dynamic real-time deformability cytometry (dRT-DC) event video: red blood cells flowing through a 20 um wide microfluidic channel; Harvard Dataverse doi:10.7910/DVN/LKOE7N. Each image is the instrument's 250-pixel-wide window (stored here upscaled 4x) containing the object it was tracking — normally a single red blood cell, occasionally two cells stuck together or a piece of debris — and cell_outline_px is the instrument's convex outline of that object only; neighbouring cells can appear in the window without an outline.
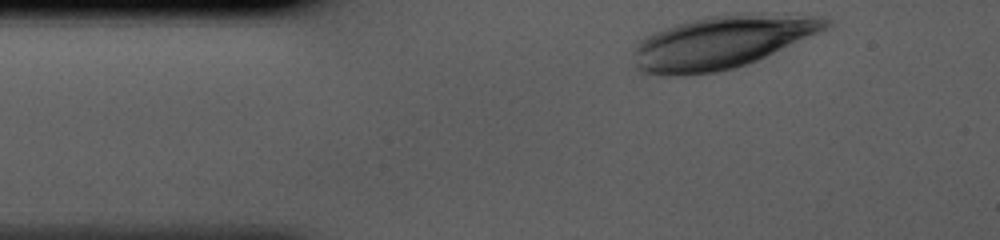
{"species": "human", "species_latin": "Homo sapiens", "temperature_condition": "cold", "stored_images_in_passage": 32, "camera_frame_rate_fps": 3000, "um_per_image_px": 0.085, "donor": {"sex": "male"}, "frame": {"image": 1, "passage_image": 1, "time_ms": 0.0, "image_size_px": [1000, 240], "cell_outline_px": [[828, 28], [748, 64], [736, 68], [716, 72], [684, 76], [660, 76], [636, 72], [636, 44], [644, 36], [652, 32], [688, 20], [708, 16], [736, 12], [760, 12], [812, 16], [828, 20]], "centroid_in_image_um": [61.29, 3.58], "position_along_channel_um": 23.7, "area_um2": 59.65}}
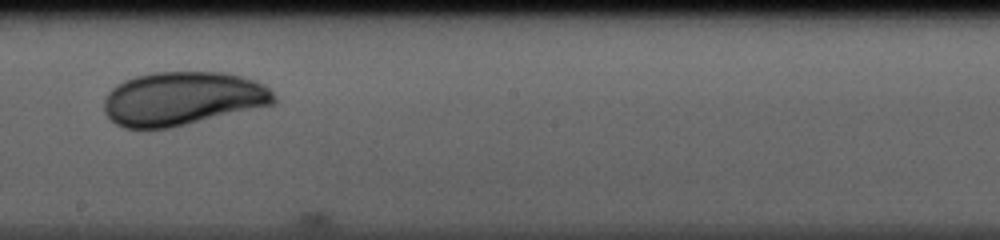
{"frame": {"image": 2, "passage_image": 19, "time_ms": 6.0, "image_size_px": [1000, 240], "cell_outline_px": [[276, 104], [172, 128], [124, 128], [116, 124], [104, 112], [104, 96], [116, 84], [124, 80], [136, 76], [156, 72], [224, 72], [256, 80], [264, 84], [276, 96]], "centroid_in_image_um": [15.53, 8.38], "position_along_channel_um": 232.7, "area_um2": 53.58}}
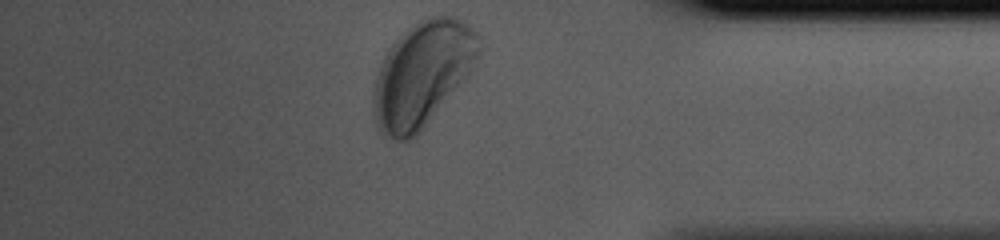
{"frame": {"image": 3, "passage_image": 32, "time_ms": 10.333, "image_size_px": [1000, 240], "cell_outline_px": [[480, 52], [468, 76], [420, 132], [416, 136], [408, 140], [396, 140], [376, 128], [372, 116], [372, 92], [376, 76], [380, 64], [388, 48], [408, 28], [432, 16], [456, 16], [468, 24], [480, 36]], "centroid_in_image_um": [35.88, 6.31], "position_along_channel_um": 399.3, "area_um2": 64.39}}